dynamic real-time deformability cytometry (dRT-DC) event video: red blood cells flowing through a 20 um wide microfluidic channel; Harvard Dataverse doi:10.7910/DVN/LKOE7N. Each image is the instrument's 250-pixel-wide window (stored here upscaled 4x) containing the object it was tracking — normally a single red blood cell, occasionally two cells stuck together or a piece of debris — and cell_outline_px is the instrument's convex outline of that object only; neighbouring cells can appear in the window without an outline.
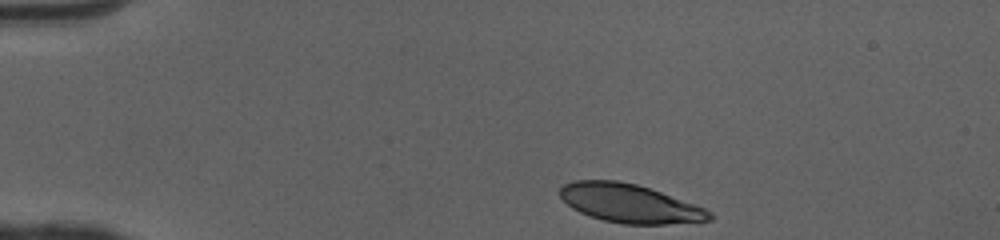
{"species": "human", "species_latin": "Homo sapiens", "temperature_condition": "cold", "stored_images_in_passage": 35, "camera_frame_rate_fps": 3000, "um_per_image_px": 0.085, "donor": {"sex": "female"}, "frame": {"image": 1, "passage_image": 1, "time_ms": 0.0, "image_size_px": [1000, 240], "cell_outline_px": [[712, 220], [668, 224], [624, 224], [604, 220], [588, 216], [572, 208], [560, 196], [560, 188], [564, 184], [572, 180], [616, 180], [636, 184], [660, 192], [704, 208], [712, 212]], "centroid_in_image_um": [53.49, 17.29], "position_along_channel_um": 31.5, "area_um2": 33.35}}
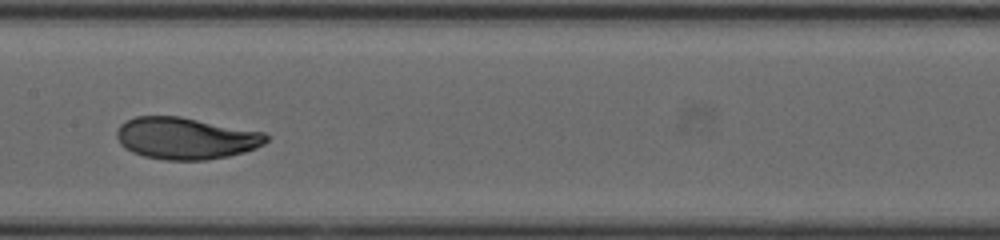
{"frame": {"image": 2, "passage_image": 18, "time_ms": 5.667, "image_size_px": [1000, 240], "cell_outline_px": [[268, 140], [264, 144], [256, 148], [244, 152], [228, 156], [204, 160], [164, 160], [144, 156], [132, 152], [124, 148], [120, 144], [116, 136], [116, 132], [120, 124], [124, 120], [136, 116], [180, 116], [264, 132], [268, 136]], "centroid_in_image_um": [15.76, 11.75], "position_along_channel_um": 191.6, "area_um2": 36.65}}
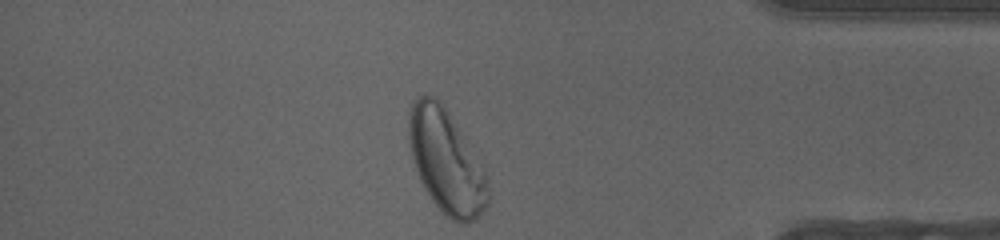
{"frame": {"image": 3, "passage_image": 35, "time_ms": 11.333, "image_size_px": [1000, 240], "cell_outline_px": [[488, 204], [480, 216], [476, 220], [468, 224], [460, 224], [452, 220], [432, 200], [424, 188], [420, 180], [412, 160], [408, 140], [408, 112], [412, 104], [420, 96], [436, 96], [440, 100], [448, 112], [484, 172], [488, 188]], "centroid_in_image_um": [37.89, 13.75], "position_along_channel_um": 397.3, "area_um2": 46.99}, "authors_computed_cell_mechanics": {"area_um2": 36.4718, "velocity_mm_per_s": 4.058, "shape_relaxation_time_tau1_ms": 2.5518, "shape_relaxation_time_tau2_ms": 0.6863, "deformation_change_tau1": 0.1692, "deformation_change_tau2": 0.0527}}